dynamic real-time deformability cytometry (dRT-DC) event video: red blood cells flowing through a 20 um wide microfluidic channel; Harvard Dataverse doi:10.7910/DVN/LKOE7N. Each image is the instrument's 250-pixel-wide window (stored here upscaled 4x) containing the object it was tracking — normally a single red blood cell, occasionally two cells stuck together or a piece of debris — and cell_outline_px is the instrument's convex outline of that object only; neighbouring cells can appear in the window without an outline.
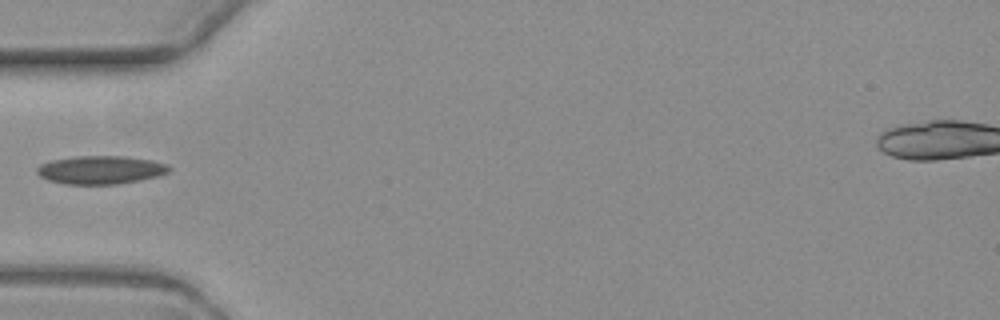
{"species": "common noctule bat (a hibernating species)", "species_latin": "Nyctalus noctula", "temperature_condition": "warm", "stored_images_in_passage": 1, "camera_frame_rate_fps": 3000, "um_per_image_px": 0.085, "animal": {"sex": "female", "body_mass_g": 19.3, "forearm_length_mm": 54.1}, "frame": {"image": 1, "passage_image": 1, "time_ms": 0.0, "image_size_px": [1000, 320], "cell_outline_px": [[172, 168], [168, 172], [156, 176], [116, 184], [64, 184], [48, 180], [40, 176], [36, 172], [36, 168], [40, 164], [52, 160], [76, 156], [124, 156], [152, 160], [168, 164]], "centroid_in_image_um": [8.53, 14.43], "position_along_channel_um": 76.5, "area_um2": 21.68}}